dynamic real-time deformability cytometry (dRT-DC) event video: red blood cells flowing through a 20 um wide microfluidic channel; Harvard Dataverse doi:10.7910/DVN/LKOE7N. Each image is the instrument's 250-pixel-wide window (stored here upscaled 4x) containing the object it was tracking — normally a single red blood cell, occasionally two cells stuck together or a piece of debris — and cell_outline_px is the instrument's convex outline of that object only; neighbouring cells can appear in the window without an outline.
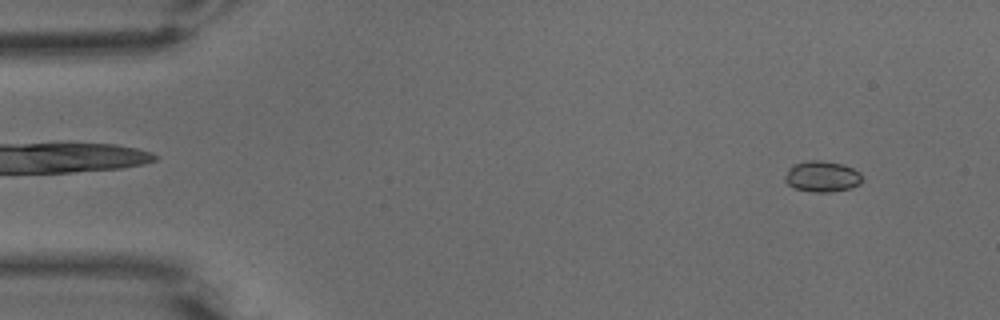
{"species": "common noctule bat (a hibernating species)", "species_latin": "Nyctalus noctula", "temperature_condition": "warm", "stored_images_in_passage": 88, "camera_frame_rate_fps": 3000, "um_per_image_px": 0.085, "animal": {"sex": "male", "body_mass_g": 15.6}, "frame": {"image": 1, "passage_image": 8, "time_ms": 2.333, "image_size_px": [1000, 320], "cell_outline_px": [[860, 184], [848, 188], [828, 192], [816, 192], [796, 188], [788, 184], [784, 180], [784, 176], [788, 168], [792, 164], [812, 160], [820, 160], [840, 164], [852, 168], [860, 172]], "centroid_in_image_um": [69.83, 14.99], "position_along_channel_um": 15.2, "area_um2": 13.64}}
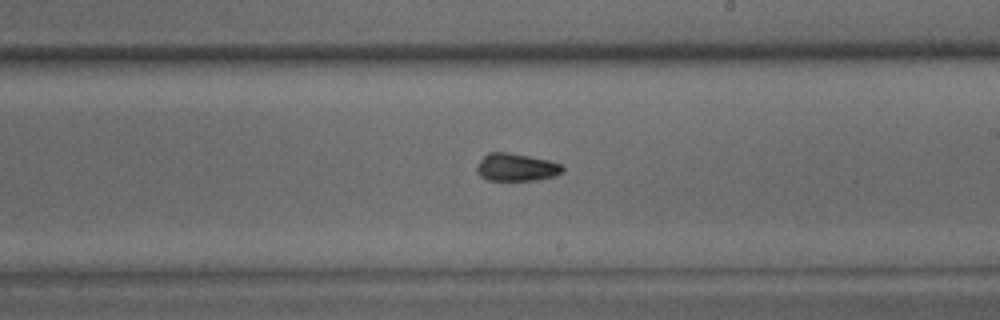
{"frame": {"image": 2, "passage_image": 52, "time_ms": 17.0, "image_size_px": [1000, 320], "cell_outline_px": [[564, 172], [556, 176], [536, 180], [488, 180], [480, 176], [476, 172], [476, 168], [480, 160], [488, 152], [508, 152], [548, 160], [564, 164]], "centroid_in_image_um": [43.92, 14.22], "position_along_channel_um": 245.1, "area_um2": 13.99}}
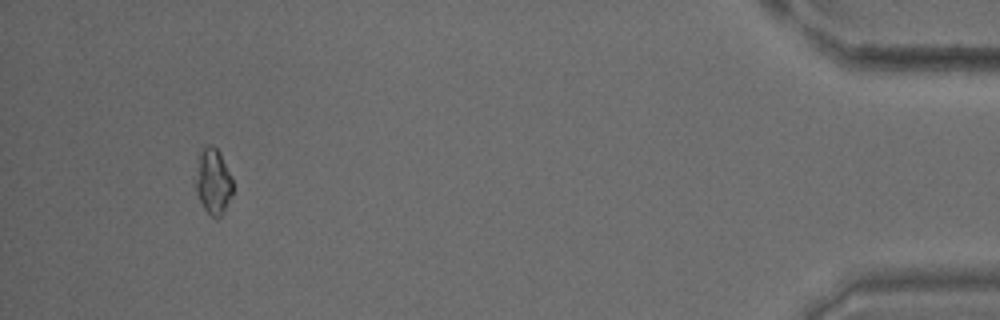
{"frame": {"image": 3, "passage_image": 84, "time_ms": 27.667, "image_size_px": [1000, 320], "cell_outline_px": [[232, 192], [224, 212], [216, 220], [204, 208], [196, 192], [196, 180], [200, 152], [208, 144], [212, 144], [220, 152], [232, 176]], "centroid_in_image_um": [18.14, 15.42], "position_along_channel_um": 417.1, "area_um2": 13.99}}